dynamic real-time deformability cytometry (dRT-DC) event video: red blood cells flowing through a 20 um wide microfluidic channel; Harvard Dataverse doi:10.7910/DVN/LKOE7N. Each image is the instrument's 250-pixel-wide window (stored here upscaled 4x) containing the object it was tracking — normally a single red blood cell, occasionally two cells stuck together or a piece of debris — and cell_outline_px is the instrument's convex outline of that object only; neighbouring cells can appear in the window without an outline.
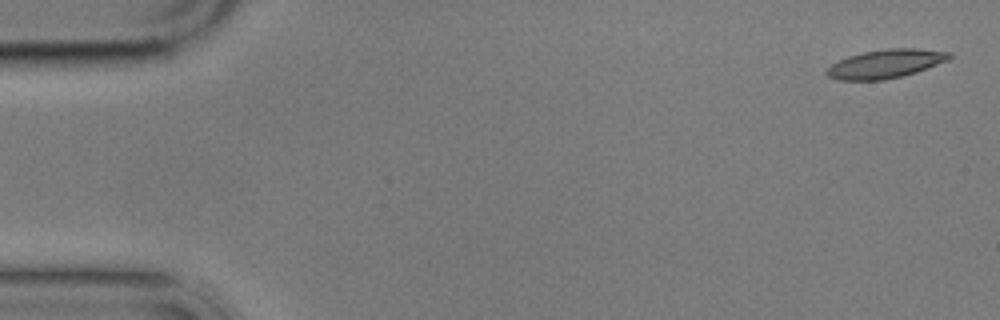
{"species": "common noctule bat (a hibernating species)", "species_latin": "Nyctalus noctula", "temperature_condition": "cold", "stored_images_in_passage": 4, "camera_frame_rate_fps": 3000, "um_per_image_px": 0.085, "animal": {"sex": "male", "body_mass_g": 17.9}, "frame": {"image": 1, "passage_image": 1, "time_ms": 0.0, "image_size_px": [1000, 320], "cell_outline_px": [[952, 56], [948, 60], [916, 72], [884, 80], [840, 80], [828, 76], [824, 72], [832, 64], [848, 56], [864, 52], [888, 48], [916, 48], [952, 52]], "centroid_in_image_um": [75.29, 5.41], "position_along_channel_um": 9.7, "area_um2": 20.35}}